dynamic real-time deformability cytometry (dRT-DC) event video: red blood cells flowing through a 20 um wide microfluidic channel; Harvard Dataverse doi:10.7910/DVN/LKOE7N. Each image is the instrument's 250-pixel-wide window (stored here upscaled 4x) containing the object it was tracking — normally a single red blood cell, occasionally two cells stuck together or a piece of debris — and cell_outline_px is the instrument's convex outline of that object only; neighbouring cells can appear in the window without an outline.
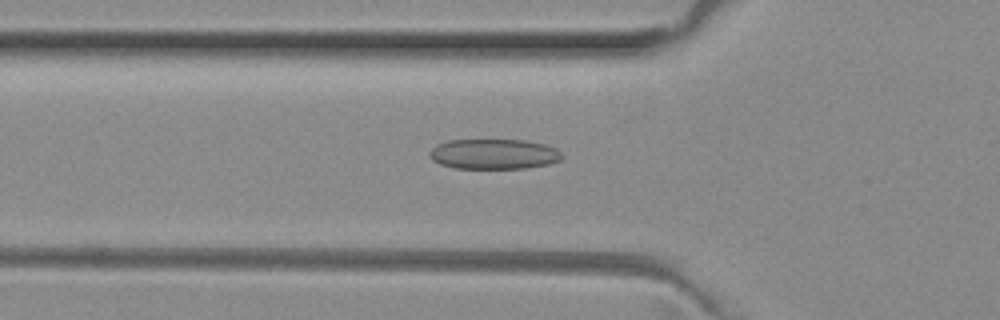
{"species": "common noctule bat (a hibernating species)", "species_latin": "Nyctalus noctula", "temperature_condition": "room temperature", "stored_images_in_passage": 51, "camera_frame_rate_fps": 3000, "um_per_image_px": 0.085, "animal": {"sex": "female", "body_mass_g": 29.2, "forearm_length_mm": 56.3}, "frame": {"image": 1, "passage_image": 17, "time_ms": 5.333, "image_size_px": [1000, 320], "cell_outline_px": [[560, 160], [548, 164], [524, 168], [452, 168], [440, 164], [432, 160], [428, 156], [428, 152], [436, 144], [448, 140], [524, 140], [544, 144], [556, 148], [560, 152]], "centroid_in_image_um": [41.91, 13.09], "position_along_channel_um": 83.9, "area_um2": 23.29}}
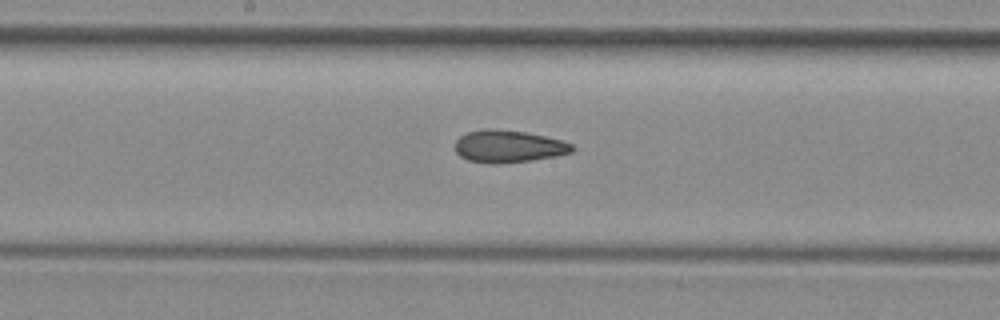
{"frame": {"image": 2, "passage_image": 26, "time_ms": 8.333, "image_size_px": [1000, 320], "cell_outline_px": [[576, 148], [572, 152], [556, 156], [532, 160], [496, 164], [492, 164], [468, 160], [460, 156], [456, 152], [456, 140], [460, 136], [468, 132], [488, 128], [524, 132], [544, 136], [560, 140], [572, 144]], "centroid_in_image_um": [43.22, 12.45], "position_along_channel_um": 205.0, "area_um2": 21.91}}
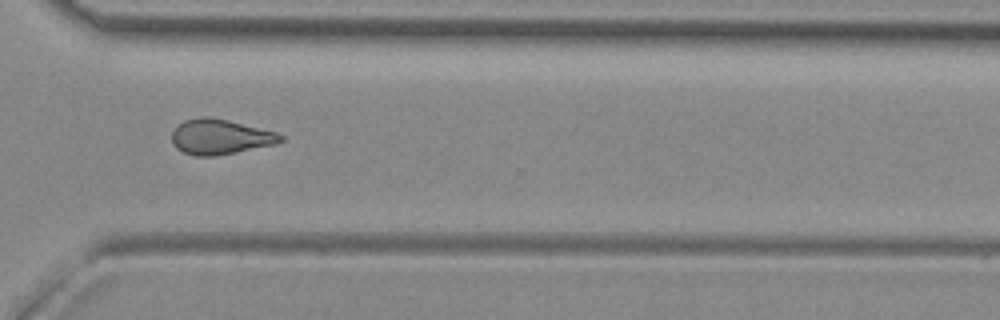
{"frame": {"image": 3, "passage_image": 37, "time_ms": 12.0, "image_size_px": [1000, 320], "cell_outline_px": [[284, 140], [276, 144], [212, 156], [196, 156], [184, 152], [176, 148], [172, 144], [172, 132], [184, 120], [200, 116], [208, 116], [228, 120], [276, 132], [284, 136]], "centroid_in_image_um": [18.7, 11.62], "position_along_channel_um": 351.9, "area_um2": 22.08}}